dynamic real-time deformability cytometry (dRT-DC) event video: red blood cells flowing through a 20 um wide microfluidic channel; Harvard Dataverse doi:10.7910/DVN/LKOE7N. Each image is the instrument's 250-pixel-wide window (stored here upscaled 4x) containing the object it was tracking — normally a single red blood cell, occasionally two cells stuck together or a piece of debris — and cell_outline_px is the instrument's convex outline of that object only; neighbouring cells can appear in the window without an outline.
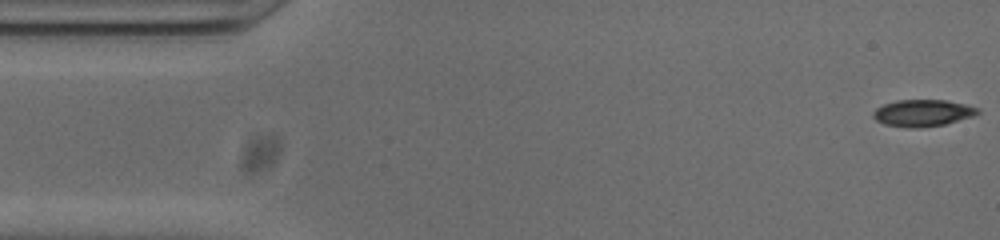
{"species": "common noctule bat (a hibernating species)", "species_latin": "Nyctalus noctula", "temperature_condition": "cold", "stored_images_in_passage": 46, "camera_frame_rate_fps": 3000, "um_per_image_px": 0.085, "animal": {"sex": "male", "body_mass_g": 20.0, "forearm_length_mm": 53.3}, "frame": {"image": 1, "passage_image": 1, "time_ms": 0.0, "image_size_px": [1000, 240], "cell_outline_px": [[980, 112], [972, 116], [944, 124], [916, 128], [908, 128], [884, 124], [876, 120], [872, 116], [872, 112], [876, 108], [884, 104], [896, 100], [944, 100], [964, 104], [980, 108]], "centroid_in_image_um": [78.39, 9.6], "position_along_channel_um": 6.6, "area_um2": 16.24}}
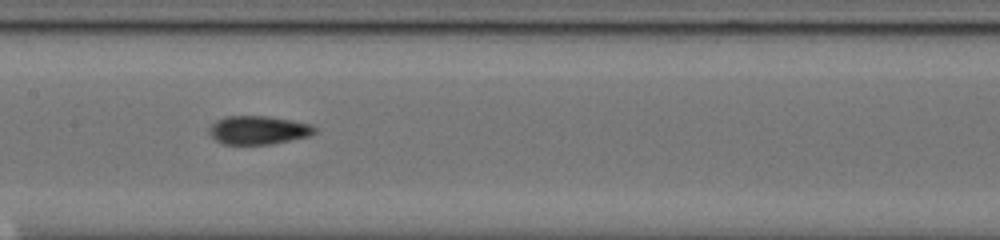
{"frame": {"image": 2, "passage_image": 24, "time_ms": 7.667, "image_size_px": [1000, 240], "cell_outline_px": [[316, 132], [308, 136], [272, 144], [220, 144], [208, 132], [208, 128], [216, 120], [224, 116], [268, 116], [292, 120], [312, 124], [316, 128]], "centroid_in_image_um": [21.94, 11.05], "position_along_channel_um": 185.5, "area_um2": 17.63}}
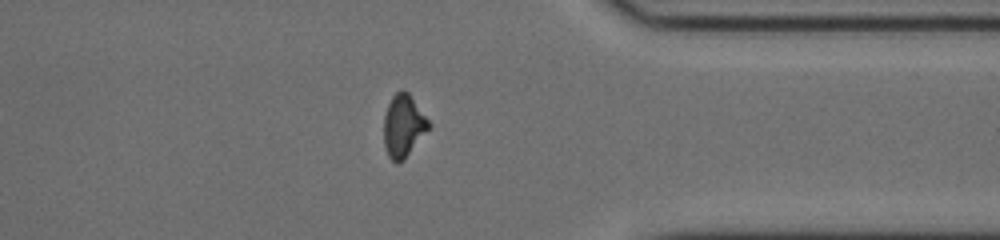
{"frame": {"image": 3, "passage_image": 40, "time_ms": 13.0, "image_size_px": [1000, 240], "cell_outline_px": [[432, 128], [404, 160], [396, 164], [388, 156], [384, 144], [384, 116], [388, 104], [392, 96], [400, 88], [404, 88], [408, 92], [432, 124]], "centroid_in_image_um": [34.32, 10.7], "position_along_channel_um": 377.1, "area_um2": 16.82}, "authors_computed_cell_mechanics": {"area_um2": 16.5308, "velocity_mm_per_s": 3.8485, "shape_relaxation_time_tau1_ms": null, "shape_relaxation_time_tau2_ms": 3.0063, "deformation_change_tau1": null, "deformation_change_tau2": 0.0973}}